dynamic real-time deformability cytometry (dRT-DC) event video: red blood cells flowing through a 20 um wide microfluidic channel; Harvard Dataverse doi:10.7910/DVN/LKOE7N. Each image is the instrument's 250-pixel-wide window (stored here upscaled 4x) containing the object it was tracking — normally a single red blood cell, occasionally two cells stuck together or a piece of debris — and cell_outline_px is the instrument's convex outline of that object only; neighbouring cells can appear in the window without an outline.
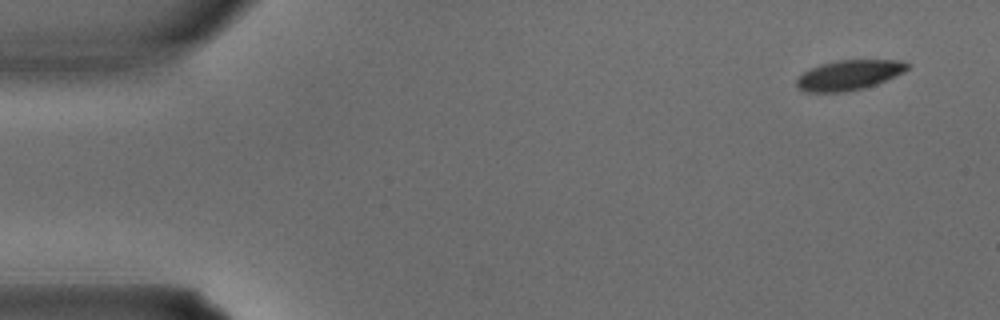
{"species": "common noctule bat (a hibernating species)", "species_latin": "Nyctalus noctula", "temperature_condition": "warm", "stored_images_in_passage": 3, "camera_frame_rate_fps": 3000, "um_per_image_px": 0.085, "animal": {"sex": "male", "body_mass_g": 15.6}, "frame": {"image": 1, "passage_image": 1, "time_ms": 0.0, "image_size_px": [1000, 320], "cell_outline_px": [[912, 64], [904, 72], [896, 76], [876, 84], [864, 88], [844, 92], [804, 92], [796, 88], [796, 80], [804, 72], [820, 64], [836, 60], [900, 60]], "centroid_in_image_um": [72.17, 6.38], "position_along_channel_um": 12.8, "area_um2": 19.48}}
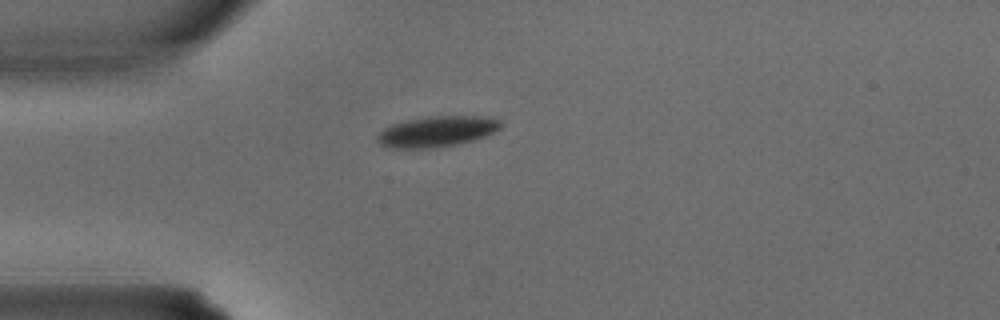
{"frame": {"image": 2, "passage_image": 3, "time_ms": 0.667, "image_size_px": [1000, 320], "cell_outline_px": [[504, 124], [500, 128], [484, 136], [472, 140], [456, 144], [432, 148], [388, 148], [380, 144], [376, 140], [376, 136], [384, 128], [392, 124], [408, 120], [428, 116], [480, 116], [500, 120]], "centroid_in_image_um": [37.1, 11.17], "position_along_channel_um": 47.9, "area_um2": 21.96}}